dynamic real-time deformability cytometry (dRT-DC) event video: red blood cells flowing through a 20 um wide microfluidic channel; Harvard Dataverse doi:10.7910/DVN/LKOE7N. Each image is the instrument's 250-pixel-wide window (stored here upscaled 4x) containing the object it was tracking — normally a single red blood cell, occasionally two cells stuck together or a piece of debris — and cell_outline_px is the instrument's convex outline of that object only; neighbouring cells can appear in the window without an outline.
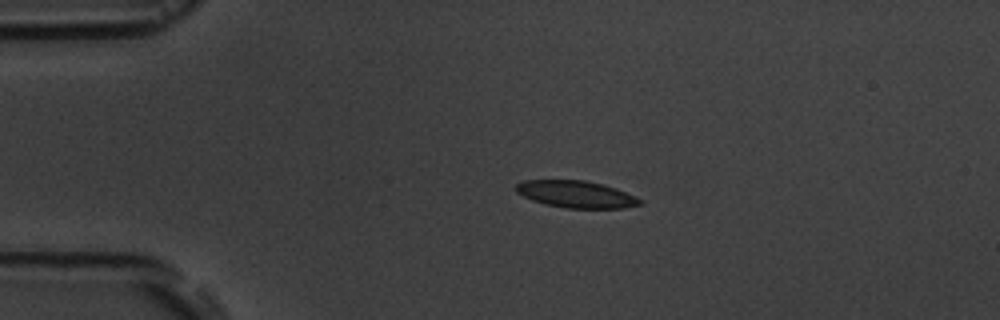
{"species": "common noctule bat (a hibernating species)", "species_latin": "Nyctalus noctula", "temperature_condition": "room temperature", "stored_images_in_passage": 4, "camera_frame_rate_fps": 3000, "um_per_image_px": 0.085, "animal": {"sex": "male", "body_mass_g": 19.5, "forearm_length_mm": 54.6}, "frame": {"image": 1, "passage_image": 3, "time_ms": 2.333, "image_size_px": [1000, 320], "cell_outline_px": [[644, 204], [624, 208], [564, 208], [532, 200], [516, 192], [516, 184], [524, 180], [584, 180], [604, 184], [616, 188], [644, 200]], "centroid_in_image_um": [49.02, 16.51], "position_along_channel_um": 36.0, "area_um2": 19.54}}